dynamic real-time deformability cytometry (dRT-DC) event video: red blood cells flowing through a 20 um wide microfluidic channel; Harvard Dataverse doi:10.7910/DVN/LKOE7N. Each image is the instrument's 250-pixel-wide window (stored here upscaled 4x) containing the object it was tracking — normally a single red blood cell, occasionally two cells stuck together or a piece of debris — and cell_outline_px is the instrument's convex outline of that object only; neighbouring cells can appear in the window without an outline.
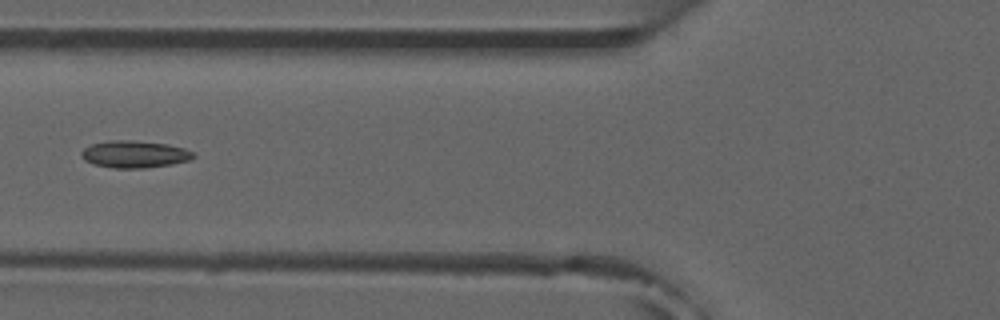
{"species": "common noctule bat (a hibernating species)", "species_latin": "Nyctalus noctula", "temperature_condition": "room temperature", "stored_images_in_passage": 6, "camera_frame_rate_fps": 3000, "um_per_image_px": 0.085, "animal": {"sex": "male", "forearm_length_mm": 52.5}, "frame": {"image": 1, "passage_image": 5, "time_ms": 4.667, "image_size_px": [1000, 320], "cell_outline_px": [[196, 156], [192, 160], [172, 164], [144, 168], [112, 168], [92, 164], [84, 160], [80, 156], [80, 152], [84, 148], [92, 144], [108, 140], [132, 140], [168, 144], [184, 148], [192, 152]], "centroid_in_image_um": [11.42, 13.11], "position_along_channel_um": 114.4, "area_um2": 17.92}}
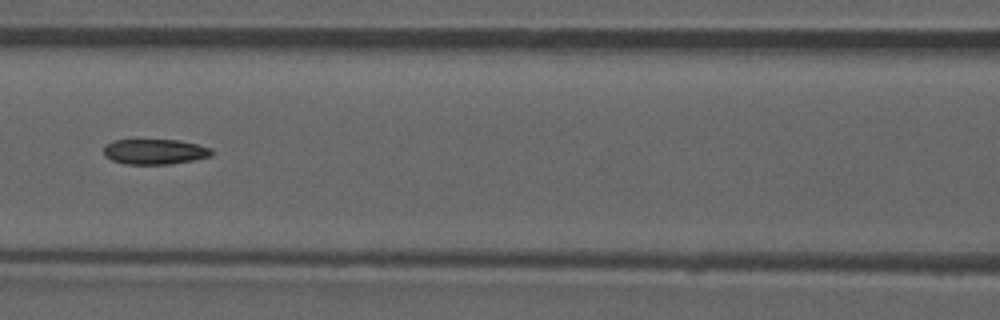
{"frame": {"image": 2, "passage_image": 6, "time_ms": 5.667, "image_size_px": [1000, 320], "cell_outline_px": [[212, 156], [172, 164], [128, 164], [112, 160], [104, 156], [104, 148], [112, 140], [180, 140], [212, 148]], "centroid_in_image_um": [13.17, 12.89], "position_along_channel_um": 153.4, "area_um2": 15.84}}